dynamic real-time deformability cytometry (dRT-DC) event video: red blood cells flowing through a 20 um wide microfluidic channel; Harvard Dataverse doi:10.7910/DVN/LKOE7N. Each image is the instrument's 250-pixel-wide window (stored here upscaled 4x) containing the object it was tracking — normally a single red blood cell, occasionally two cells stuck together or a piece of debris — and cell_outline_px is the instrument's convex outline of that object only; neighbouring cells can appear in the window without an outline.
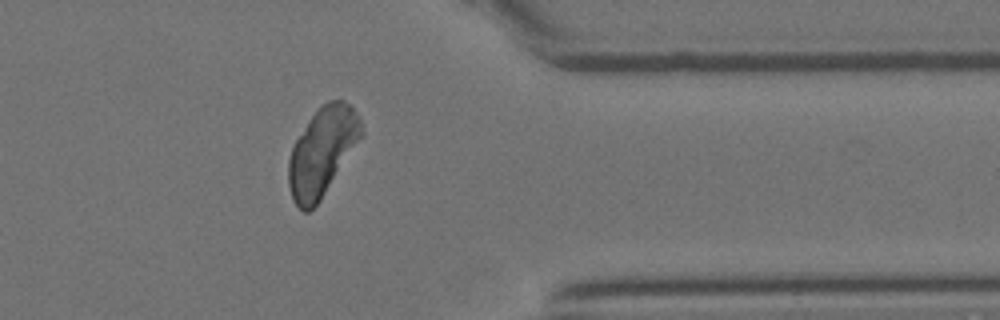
{"species": "Egyptian fruit bat (a non-hibernating species)", "species_latin": "Rousettus aegyptiacus", "temperature_condition": "room temperature", "stored_images_in_passage": 23, "camera_frame_rate_fps": 3000, "um_per_image_px": 0.085, "animal": {"sex": "female"}, "frame": {"image": 1, "passage_image": 17, "time_ms": 5.333, "image_size_px": [1000, 320], "cell_outline_px": [[364, 132], [320, 200], [308, 212], [304, 212], [292, 200], [288, 184], [288, 160], [292, 148], [296, 140], [312, 116], [328, 100], [344, 100], [360, 116]], "centroid_in_image_um": [27.38, 12.9], "position_along_channel_um": 384.0, "area_um2": 36.65}}